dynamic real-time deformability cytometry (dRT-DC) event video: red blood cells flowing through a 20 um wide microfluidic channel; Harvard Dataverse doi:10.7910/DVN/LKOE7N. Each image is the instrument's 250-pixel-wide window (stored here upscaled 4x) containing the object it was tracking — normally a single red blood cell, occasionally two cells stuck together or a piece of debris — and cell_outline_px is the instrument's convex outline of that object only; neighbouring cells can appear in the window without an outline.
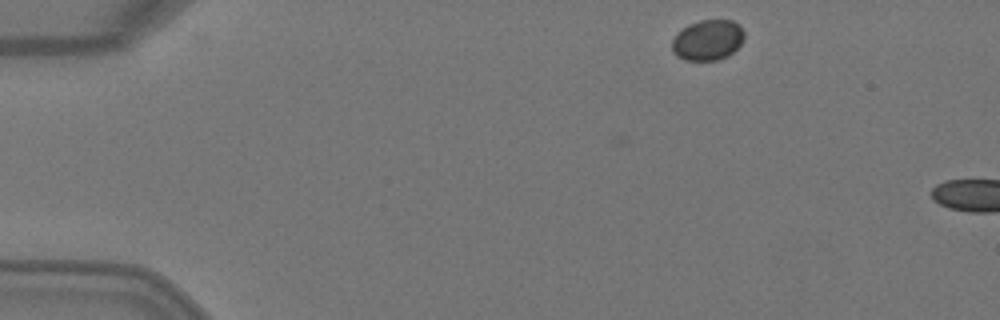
{"species": "Egyptian fruit bat (a non-hibernating species)", "species_latin": "Rousettus aegyptiacus", "temperature_condition": "warm", "stored_images_in_passage": 2, "camera_frame_rate_fps": 3000, "um_per_image_px": 0.085, "animal": {"sex": "female"}, "frame": {"image": 1, "passage_image": 1, "time_ms": 0.0, "image_size_px": [1000, 320], "cell_outline_px": [[744, 36], [740, 44], [728, 56], [716, 60], [688, 60], [676, 56], [672, 48], [672, 40], [688, 24], [700, 20], [732, 20], [740, 24], [744, 32]], "centroid_in_image_um": [60.18, 3.39], "position_along_channel_um": 24.8, "area_um2": 16.88}}